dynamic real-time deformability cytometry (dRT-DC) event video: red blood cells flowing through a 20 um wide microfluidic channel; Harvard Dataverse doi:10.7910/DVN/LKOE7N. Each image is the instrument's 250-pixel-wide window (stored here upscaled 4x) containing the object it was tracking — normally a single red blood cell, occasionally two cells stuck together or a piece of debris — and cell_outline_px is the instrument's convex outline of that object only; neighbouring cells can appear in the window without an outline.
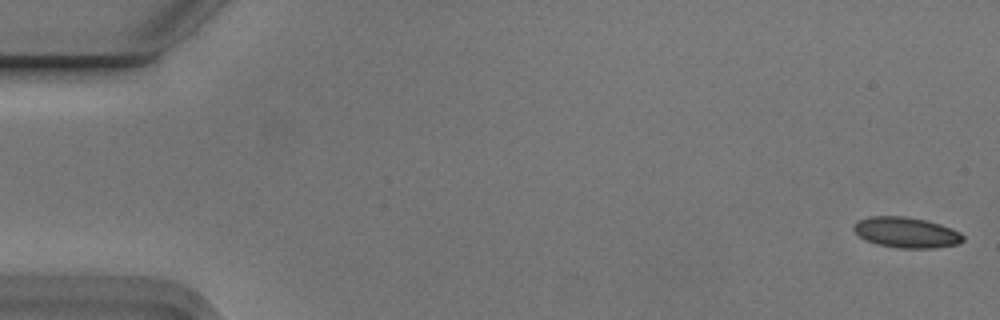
{"species": "Egyptian fruit bat (a non-hibernating species)", "species_latin": "Rousettus aegyptiacus", "temperature_condition": "cold", "stored_images_in_passage": 5, "camera_frame_rate_fps": 3000, "um_per_image_px": 0.085, "animal": {"sex": "male"}, "frame": {"image": 1, "passage_image": 1, "time_ms": 0.0, "image_size_px": [1000, 320], "cell_outline_px": [[964, 240], [960, 244], [936, 248], [896, 248], [876, 244], [864, 240], [852, 228], [852, 224], [856, 220], [868, 216], [904, 216], [924, 220], [940, 224], [960, 232], [964, 236]], "centroid_in_image_um": [77.01, 19.76], "position_along_channel_um": 8.0, "area_um2": 19.77}}
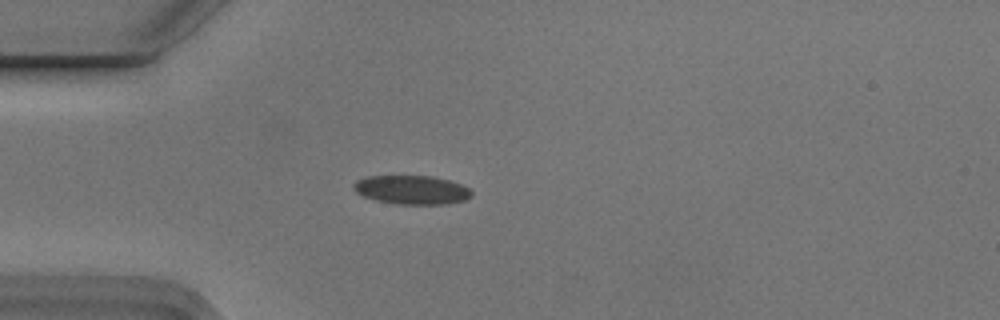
{"frame": {"image": 2, "passage_image": 5, "time_ms": 1.333, "image_size_px": [1000, 320], "cell_outline_px": [[472, 196], [464, 200], [448, 204], [396, 204], [376, 200], [364, 196], [356, 192], [352, 188], [352, 184], [356, 180], [368, 176], [432, 176], [448, 180], [460, 184], [468, 188], [472, 192]], "centroid_in_image_um": [34.98, 16.14], "position_along_channel_um": 50.0, "area_um2": 19.83}}